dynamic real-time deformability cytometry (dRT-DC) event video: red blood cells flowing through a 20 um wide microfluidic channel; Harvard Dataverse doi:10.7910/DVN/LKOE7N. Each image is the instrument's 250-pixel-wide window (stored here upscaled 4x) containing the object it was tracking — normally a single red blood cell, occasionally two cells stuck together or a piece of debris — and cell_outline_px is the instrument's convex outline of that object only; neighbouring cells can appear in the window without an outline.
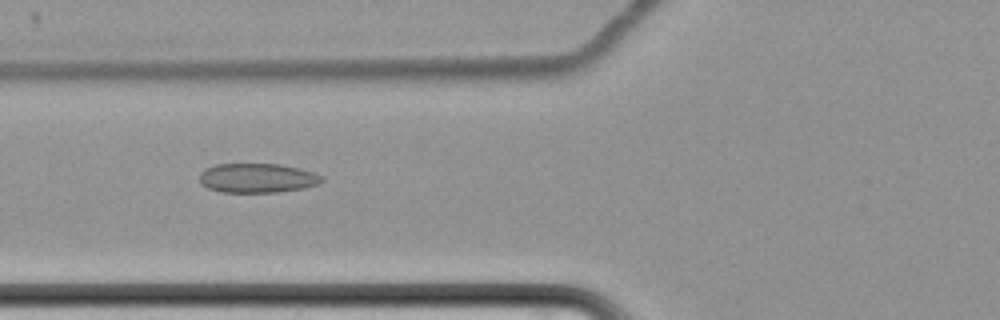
{"species": "common noctule bat (a hibernating species)", "species_latin": "Nyctalus noctula", "temperature_condition": "cold", "stored_images_in_passage": 62, "camera_frame_rate_fps": 3000, "um_per_image_px": 0.085, "animal": {"sex": "female", "body_mass_g": 22.7, "forearm_length_mm": 54.2}, "frame": {"image": 1, "passage_image": 27, "time_ms": 8.667, "image_size_px": [1000, 320], "cell_outline_px": [[324, 180], [320, 184], [304, 188], [276, 192], [220, 192], [208, 188], [200, 184], [200, 172], [216, 164], [280, 164], [300, 168], [324, 176]], "centroid_in_image_um": [21.9, 15.13], "position_along_channel_um": 103.9, "area_um2": 21.04}}
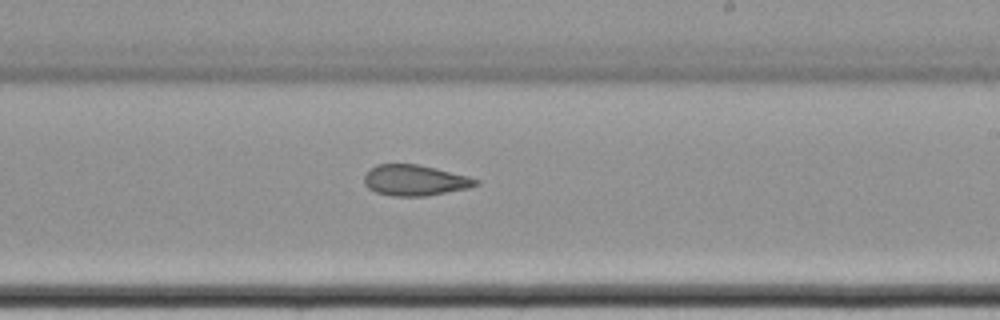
{"frame": {"image": 2, "passage_image": 40, "time_ms": 13.0, "image_size_px": [1000, 320], "cell_outline_px": [[480, 184], [468, 188], [424, 196], [392, 196], [376, 192], [368, 188], [364, 184], [364, 176], [376, 164], [416, 164], [436, 168], [468, 176], [480, 180]], "centroid_in_image_um": [35.27, 15.32], "position_along_channel_um": 253.7, "area_um2": 19.94}}
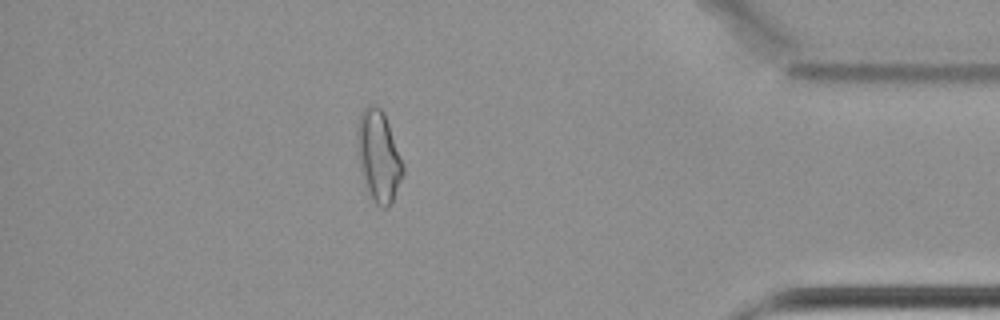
{"frame": {"image": 3, "passage_image": 56, "time_ms": 18.333, "image_size_px": [1000, 320], "cell_outline_px": [[404, 172], [392, 200], [388, 208], [384, 208], [376, 204], [368, 192], [364, 184], [360, 168], [356, 148], [356, 132], [360, 112], [368, 104], [376, 104], [384, 112], [404, 164]], "centroid_in_image_um": [32.16, 13.23], "position_along_channel_um": 403.0, "area_um2": 24.51}}